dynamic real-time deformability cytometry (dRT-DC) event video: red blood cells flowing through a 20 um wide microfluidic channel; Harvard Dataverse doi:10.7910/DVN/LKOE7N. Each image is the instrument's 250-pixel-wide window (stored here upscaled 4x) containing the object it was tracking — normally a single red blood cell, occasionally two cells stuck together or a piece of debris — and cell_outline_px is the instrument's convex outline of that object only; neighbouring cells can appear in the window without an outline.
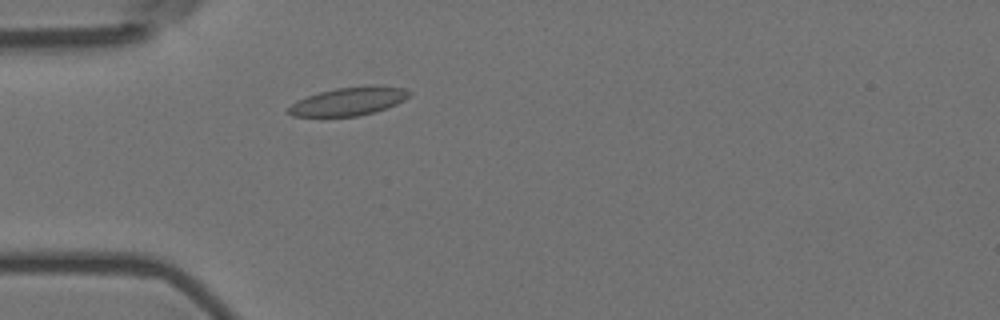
{"species": "Egyptian fruit bat (a non-hibernating species)", "species_latin": "Rousettus aegyptiacus", "temperature_condition": "room temperature", "stored_images_in_passage": 50, "camera_frame_rate_fps": 3000, "um_per_image_px": 0.085, "animal": {"sex": "female"}, "frame": {"image": 1, "passage_image": 10, "time_ms": 3.0, "image_size_px": [1000, 320], "cell_outline_px": [[412, 92], [404, 100], [388, 108], [376, 112], [360, 116], [292, 116], [284, 112], [296, 100], [320, 92], [336, 88], [368, 84], [372, 84], [404, 88]], "centroid_in_image_um": [29.65, 8.6], "position_along_channel_um": 55.3, "area_um2": 20.23}}
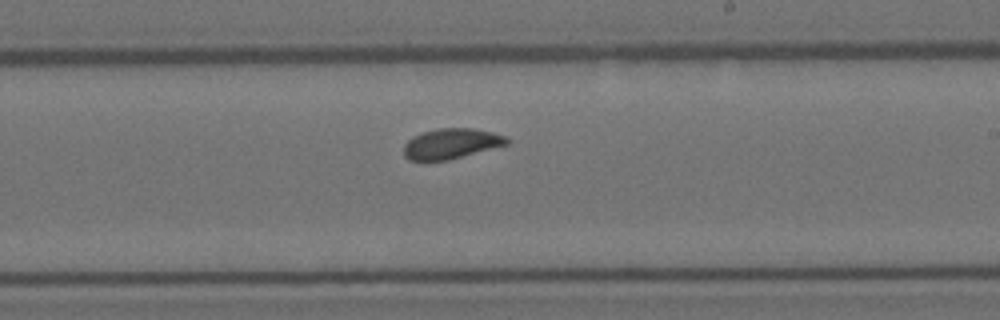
{"frame": {"image": 2, "passage_image": 27, "time_ms": 8.667, "image_size_px": [1000, 320], "cell_outline_px": [[508, 144], [448, 160], [408, 160], [404, 156], [404, 144], [412, 136], [436, 128], [472, 128], [492, 132], [508, 136]], "centroid_in_image_um": [38.34, 12.2], "position_along_channel_um": 250.7, "area_um2": 18.15}}
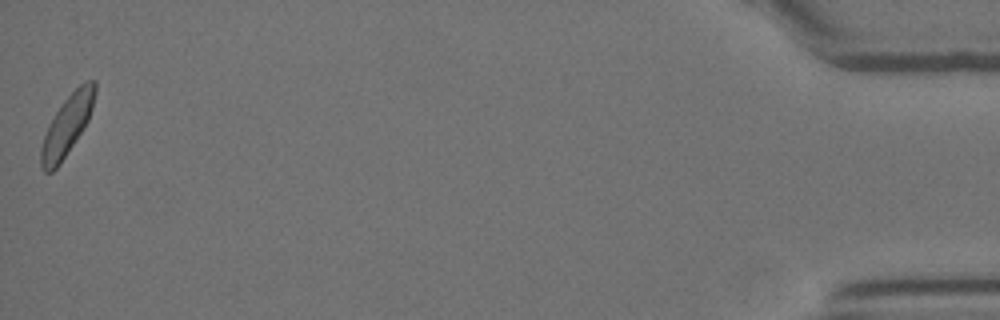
{"frame": {"image": 3, "passage_image": 50, "time_ms": 16.333, "image_size_px": [1000, 320], "cell_outline_px": [[96, 92], [92, 108], [88, 120], [84, 128], [60, 164], [52, 172], [44, 172], [40, 164], [40, 148], [48, 124], [64, 100], [80, 84], [88, 80], [96, 80]], "centroid_in_image_um": [5.69, 10.67], "position_along_channel_um": 429.5, "area_um2": 18.79}, "authors_computed_cell_mechanics": {"area_um2": 18.5249, "velocity_mm_per_s": 3.5654, "shape_relaxation_time_tau1_ms": 3.8006, "shape_relaxation_time_tau2_ms": null, "deformation_change_tau1": 0.1051, "deformation_change_tau2": null}}